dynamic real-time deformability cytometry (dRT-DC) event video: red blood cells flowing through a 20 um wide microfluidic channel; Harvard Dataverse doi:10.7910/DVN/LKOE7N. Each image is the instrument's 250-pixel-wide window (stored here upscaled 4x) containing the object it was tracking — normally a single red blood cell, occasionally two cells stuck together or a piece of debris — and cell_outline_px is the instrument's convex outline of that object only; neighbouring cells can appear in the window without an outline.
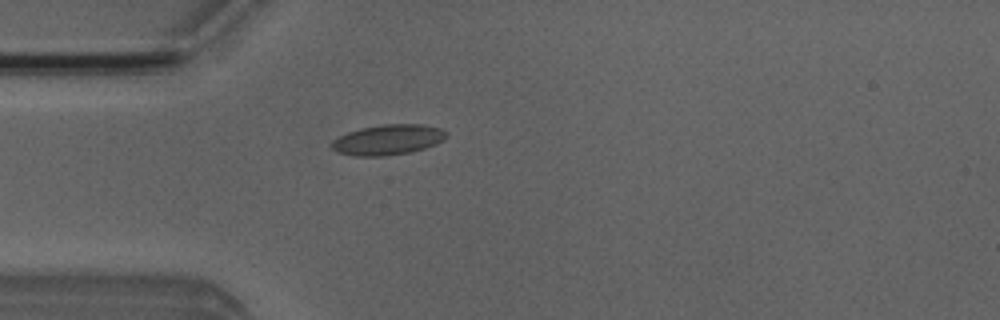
{"species": "Egyptian fruit bat (a non-hibernating species)", "species_latin": "Rousettus aegyptiacus", "temperature_condition": "room temperature", "stored_images_in_passage": 4, "camera_frame_rate_fps": 3000, "um_per_image_px": 0.085, "animal": {"sex": "male"}, "frame": {"image": 1, "passage_image": 4, "time_ms": 3.333, "image_size_px": [1000, 320], "cell_outline_px": [[448, 136], [444, 140], [436, 144], [424, 148], [408, 152], [384, 156], [356, 156], [340, 152], [332, 148], [332, 140], [348, 132], [360, 128], [380, 124], [424, 124], [440, 128], [448, 132]], "centroid_in_image_um": [33.02, 11.86], "position_along_channel_um": 52.0, "area_um2": 20.23}}